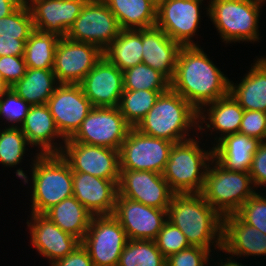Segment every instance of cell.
Returning <instances> with one entry per match:
<instances>
[{"label":"cell","instance_id":"obj_26","mask_svg":"<svg viewBox=\"0 0 266 266\" xmlns=\"http://www.w3.org/2000/svg\"><path fill=\"white\" fill-rule=\"evenodd\" d=\"M229 93L244 110L266 113V58H258L239 85L230 81Z\"/></svg>","mask_w":266,"mask_h":266},{"label":"cell","instance_id":"obj_27","mask_svg":"<svg viewBox=\"0 0 266 266\" xmlns=\"http://www.w3.org/2000/svg\"><path fill=\"white\" fill-rule=\"evenodd\" d=\"M115 15L121 30L156 26L157 7L150 0H103Z\"/></svg>","mask_w":266,"mask_h":266},{"label":"cell","instance_id":"obj_23","mask_svg":"<svg viewBox=\"0 0 266 266\" xmlns=\"http://www.w3.org/2000/svg\"><path fill=\"white\" fill-rule=\"evenodd\" d=\"M234 255H266V234L244 223L236 214L223 217L222 249Z\"/></svg>","mask_w":266,"mask_h":266},{"label":"cell","instance_id":"obj_46","mask_svg":"<svg viewBox=\"0 0 266 266\" xmlns=\"http://www.w3.org/2000/svg\"><path fill=\"white\" fill-rule=\"evenodd\" d=\"M28 39H15L0 36L1 56H23L25 43Z\"/></svg>","mask_w":266,"mask_h":266},{"label":"cell","instance_id":"obj_15","mask_svg":"<svg viewBox=\"0 0 266 266\" xmlns=\"http://www.w3.org/2000/svg\"><path fill=\"white\" fill-rule=\"evenodd\" d=\"M118 194L146 206L167 211L174 192L160 173L120 170Z\"/></svg>","mask_w":266,"mask_h":266},{"label":"cell","instance_id":"obj_6","mask_svg":"<svg viewBox=\"0 0 266 266\" xmlns=\"http://www.w3.org/2000/svg\"><path fill=\"white\" fill-rule=\"evenodd\" d=\"M215 162V163H214ZM208 166L201 195L222 217L235 214L256 191L249 172L222 167L214 158ZM253 188V189H252Z\"/></svg>","mask_w":266,"mask_h":266},{"label":"cell","instance_id":"obj_11","mask_svg":"<svg viewBox=\"0 0 266 266\" xmlns=\"http://www.w3.org/2000/svg\"><path fill=\"white\" fill-rule=\"evenodd\" d=\"M120 31L115 15L103 0H87L66 37L93 44L104 51Z\"/></svg>","mask_w":266,"mask_h":266},{"label":"cell","instance_id":"obj_5","mask_svg":"<svg viewBox=\"0 0 266 266\" xmlns=\"http://www.w3.org/2000/svg\"><path fill=\"white\" fill-rule=\"evenodd\" d=\"M211 149L204 151L192 138L173 144L162 176L174 193H201L213 159Z\"/></svg>","mask_w":266,"mask_h":266},{"label":"cell","instance_id":"obj_4","mask_svg":"<svg viewBox=\"0 0 266 266\" xmlns=\"http://www.w3.org/2000/svg\"><path fill=\"white\" fill-rule=\"evenodd\" d=\"M32 167V212L44 214L73 196V172L61 154H39Z\"/></svg>","mask_w":266,"mask_h":266},{"label":"cell","instance_id":"obj_39","mask_svg":"<svg viewBox=\"0 0 266 266\" xmlns=\"http://www.w3.org/2000/svg\"><path fill=\"white\" fill-rule=\"evenodd\" d=\"M244 223L266 234V198L257 192L235 213Z\"/></svg>","mask_w":266,"mask_h":266},{"label":"cell","instance_id":"obj_36","mask_svg":"<svg viewBox=\"0 0 266 266\" xmlns=\"http://www.w3.org/2000/svg\"><path fill=\"white\" fill-rule=\"evenodd\" d=\"M29 142L20 127H5L0 131V162L13 167L21 162Z\"/></svg>","mask_w":266,"mask_h":266},{"label":"cell","instance_id":"obj_43","mask_svg":"<svg viewBox=\"0 0 266 266\" xmlns=\"http://www.w3.org/2000/svg\"><path fill=\"white\" fill-rule=\"evenodd\" d=\"M27 71L23 56H1L0 76L12 87Z\"/></svg>","mask_w":266,"mask_h":266},{"label":"cell","instance_id":"obj_47","mask_svg":"<svg viewBox=\"0 0 266 266\" xmlns=\"http://www.w3.org/2000/svg\"><path fill=\"white\" fill-rule=\"evenodd\" d=\"M22 3L21 0H0V18L13 13Z\"/></svg>","mask_w":266,"mask_h":266},{"label":"cell","instance_id":"obj_51","mask_svg":"<svg viewBox=\"0 0 266 266\" xmlns=\"http://www.w3.org/2000/svg\"><path fill=\"white\" fill-rule=\"evenodd\" d=\"M23 3H27L29 0H21Z\"/></svg>","mask_w":266,"mask_h":266},{"label":"cell","instance_id":"obj_33","mask_svg":"<svg viewBox=\"0 0 266 266\" xmlns=\"http://www.w3.org/2000/svg\"><path fill=\"white\" fill-rule=\"evenodd\" d=\"M117 266H166L154 240H128Z\"/></svg>","mask_w":266,"mask_h":266},{"label":"cell","instance_id":"obj_22","mask_svg":"<svg viewBox=\"0 0 266 266\" xmlns=\"http://www.w3.org/2000/svg\"><path fill=\"white\" fill-rule=\"evenodd\" d=\"M142 63L173 79L181 45L157 26L142 29Z\"/></svg>","mask_w":266,"mask_h":266},{"label":"cell","instance_id":"obj_28","mask_svg":"<svg viewBox=\"0 0 266 266\" xmlns=\"http://www.w3.org/2000/svg\"><path fill=\"white\" fill-rule=\"evenodd\" d=\"M62 231L83 240L93 215L74 197L62 200L44 214Z\"/></svg>","mask_w":266,"mask_h":266},{"label":"cell","instance_id":"obj_14","mask_svg":"<svg viewBox=\"0 0 266 266\" xmlns=\"http://www.w3.org/2000/svg\"><path fill=\"white\" fill-rule=\"evenodd\" d=\"M60 134L67 140L80 128L93 109L79 84H59L47 101Z\"/></svg>","mask_w":266,"mask_h":266},{"label":"cell","instance_id":"obj_10","mask_svg":"<svg viewBox=\"0 0 266 266\" xmlns=\"http://www.w3.org/2000/svg\"><path fill=\"white\" fill-rule=\"evenodd\" d=\"M128 242L125 230L113 215L93 216L81 241L94 266H117Z\"/></svg>","mask_w":266,"mask_h":266},{"label":"cell","instance_id":"obj_13","mask_svg":"<svg viewBox=\"0 0 266 266\" xmlns=\"http://www.w3.org/2000/svg\"><path fill=\"white\" fill-rule=\"evenodd\" d=\"M60 154L68 162L72 172L88 173L119 184V150L79 142H65Z\"/></svg>","mask_w":266,"mask_h":266},{"label":"cell","instance_id":"obj_38","mask_svg":"<svg viewBox=\"0 0 266 266\" xmlns=\"http://www.w3.org/2000/svg\"><path fill=\"white\" fill-rule=\"evenodd\" d=\"M154 241L165 258L191 247L183 232L168 220Z\"/></svg>","mask_w":266,"mask_h":266},{"label":"cell","instance_id":"obj_49","mask_svg":"<svg viewBox=\"0 0 266 266\" xmlns=\"http://www.w3.org/2000/svg\"><path fill=\"white\" fill-rule=\"evenodd\" d=\"M241 264L242 263L239 264V263H237L235 261H232L231 258H230L224 263L221 261V264H219V265H221V266H244V265H241Z\"/></svg>","mask_w":266,"mask_h":266},{"label":"cell","instance_id":"obj_3","mask_svg":"<svg viewBox=\"0 0 266 266\" xmlns=\"http://www.w3.org/2000/svg\"><path fill=\"white\" fill-rule=\"evenodd\" d=\"M197 120L198 111L169 88L160 94L154 106L134 128L145 135L178 143L191 139L186 136H189L188 129L193 126L204 130Z\"/></svg>","mask_w":266,"mask_h":266},{"label":"cell","instance_id":"obj_31","mask_svg":"<svg viewBox=\"0 0 266 266\" xmlns=\"http://www.w3.org/2000/svg\"><path fill=\"white\" fill-rule=\"evenodd\" d=\"M142 29L121 30L103 51V56L122 72L142 63Z\"/></svg>","mask_w":266,"mask_h":266},{"label":"cell","instance_id":"obj_1","mask_svg":"<svg viewBox=\"0 0 266 266\" xmlns=\"http://www.w3.org/2000/svg\"><path fill=\"white\" fill-rule=\"evenodd\" d=\"M170 88L199 112L229 94L230 80L198 45L182 46Z\"/></svg>","mask_w":266,"mask_h":266},{"label":"cell","instance_id":"obj_40","mask_svg":"<svg viewBox=\"0 0 266 266\" xmlns=\"http://www.w3.org/2000/svg\"><path fill=\"white\" fill-rule=\"evenodd\" d=\"M30 107L31 105L29 103L10 88L0 98V117L3 116L7 121L14 123L9 127H21ZM15 123H18L20 126L17 124L15 125Z\"/></svg>","mask_w":266,"mask_h":266},{"label":"cell","instance_id":"obj_32","mask_svg":"<svg viewBox=\"0 0 266 266\" xmlns=\"http://www.w3.org/2000/svg\"><path fill=\"white\" fill-rule=\"evenodd\" d=\"M59 39L58 35L34 30L25 43L23 57L27 68L52 69Z\"/></svg>","mask_w":266,"mask_h":266},{"label":"cell","instance_id":"obj_35","mask_svg":"<svg viewBox=\"0 0 266 266\" xmlns=\"http://www.w3.org/2000/svg\"><path fill=\"white\" fill-rule=\"evenodd\" d=\"M163 92L151 90H124L120 98L118 109L125 120L135 127L154 106Z\"/></svg>","mask_w":266,"mask_h":266},{"label":"cell","instance_id":"obj_48","mask_svg":"<svg viewBox=\"0 0 266 266\" xmlns=\"http://www.w3.org/2000/svg\"><path fill=\"white\" fill-rule=\"evenodd\" d=\"M10 85L0 76V98L10 89Z\"/></svg>","mask_w":266,"mask_h":266},{"label":"cell","instance_id":"obj_45","mask_svg":"<svg viewBox=\"0 0 266 266\" xmlns=\"http://www.w3.org/2000/svg\"><path fill=\"white\" fill-rule=\"evenodd\" d=\"M51 266H94L88 251L80 244L73 252L51 264Z\"/></svg>","mask_w":266,"mask_h":266},{"label":"cell","instance_id":"obj_17","mask_svg":"<svg viewBox=\"0 0 266 266\" xmlns=\"http://www.w3.org/2000/svg\"><path fill=\"white\" fill-rule=\"evenodd\" d=\"M203 0H166L157 8L156 26L181 46H197L191 38L200 24Z\"/></svg>","mask_w":266,"mask_h":266},{"label":"cell","instance_id":"obj_29","mask_svg":"<svg viewBox=\"0 0 266 266\" xmlns=\"http://www.w3.org/2000/svg\"><path fill=\"white\" fill-rule=\"evenodd\" d=\"M205 106H210L207 110V119L209 120L208 122H210V124L205 122L207 119L203 112L206 110H200L198 112V122H200V124H203V122L206 123L207 129L209 128V130L210 128H215L212 131H220L221 137H219L217 141L222 139L223 136L239 133L244 109L230 93L227 96L217 99L216 101ZM210 125H212V127Z\"/></svg>","mask_w":266,"mask_h":266},{"label":"cell","instance_id":"obj_2","mask_svg":"<svg viewBox=\"0 0 266 266\" xmlns=\"http://www.w3.org/2000/svg\"><path fill=\"white\" fill-rule=\"evenodd\" d=\"M167 220L183 232L191 246L211 251V243L215 242L214 247L222 249L223 217L201 193H174Z\"/></svg>","mask_w":266,"mask_h":266},{"label":"cell","instance_id":"obj_7","mask_svg":"<svg viewBox=\"0 0 266 266\" xmlns=\"http://www.w3.org/2000/svg\"><path fill=\"white\" fill-rule=\"evenodd\" d=\"M265 0H211L207 14L223 41H258V20Z\"/></svg>","mask_w":266,"mask_h":266},{"label":"cell","instance_id":"obj_19","mask_svg":"<svg viewBox=\"0 0 266 266\" xmlns=\"http://www.w3.org/2000/svg\"><path fill=\"white\" fill-rule=\"evenodd\" d=\"M93 107H118L123 94V72L104 56L79 84Z\"/></svg>","mask_w":266,"mask_h":266},{"label":"cell","instance_id":"obj_24","mask_svg":"<svg viewBox=\"0 0 266 266\" xmlns=\"http://www.w3.org/2000/svg\"><path fill=\"white\" fill-rule=\"evenodd\" d=\"M20 128L30 145L40 147L39 154L61 153L63 147L56 146L54 138L62 137L64 143L66 139L60 134L47 104L32 105Z\"/></svg>","mask_w":266,"mask_h":266},{"label":"cell","instance_id":"obj_41","mask_svg":"<svg viewBox=\"0 0 266 266\" xmlns=\"http://www.w3.org/2000/svg\"><path fill=\"white\" fill-rule=\"evenodd\" d=\"M209 249L191 246L166 258V266H204L210 257Z\"/></svg>","mask_w":266,"mask_h":266},{"label":"cell","instance_id":"obj_16","mask_svg":"<svg viewBox=\"0 0 266 266\" xmlns=\"http://www.w3.org/2000/svg\"><path fill=\"white\" fill-rule=\"evenodd\" d=\"M113 216L125 230L128 240H155L167 221L166 210L146 206L119 194Z\"/></svg>","mask_w":266,"mask_h":266},{"label":"cell","instance_id":"obj_50","mask_svg":"<svg viewBox=\"0 0 266 266\" xmlns=\"http://www.w3.org/2000/svg\"><path fill=\"white\" fill-rule=\"evenodd\" d=\"M157 8L166 0H150Z\"/></svg>","mask_w":266,"mask_h":266},{"label":"cell","instance_id":"obj_9","mask_svg":"<svg viewBox=\"0 0 266 266\" xmlns=\"http://www.w3.org/2000/svg\"><path fill=\"white\" fill-rule=\"evenodd\" d=\"M173 142L145 135L132 127L119 150L120 170L153 171L162 174Z\"/></svg>","mask_w":266,"mask_h":266},{"label":"cell","instance_id":"obj_44","mask_svg":"<svg viewBox=\"0 0 266 266\" xmlns=\"http://www.w3.org/2000/svg\"><path fill=\"white\" fill-rule=\"evenodd\" d=\"M254 187L266 184V141H262L253 155L252 165L249 170Z\"/></svg>","mask_w":266,"mask_h":266},{"label":"cell","instance_id":"obj_42","mask_svg":"<svg viewBox=\"0 0 266 266\" xmlns=\"http://www.w3.org/2000/svg\"><path fill=\"white\" fill-rule=\"evenodd\" d=\"M239 133L266 141V113L244 110Z\"/></svg>","mask_w":266,"mask_h":266},{"label":"cell","instance_id":"obj_20","mask_svg":"<svg viewBox=\"0 0 266 266\" xmlns=\"http://www.w3.org/2000/svg\"><path fill=\"white\" fill-rule=\"evenodd\" d=\"M118 185L84 172H73V196L93 215H113Z\"/></svg>","mask_w":266,"mask_h":266},{"label":"cell","instance_id":"obj_21","mask_svg":"<svg viewBox=\"0 0 266 266\" xmlns=\"http://www.w3.org/2000/svg\"><path fill=\"white\" fill-rule=\"evenodd\" d=\"M30 227L31 242L39 254L49 258L53 263L73 252L81 241L61 230L43 214L32 213Z\"/></svg>","mask_w":266,"mask_h":266},{"label":"cell","instance_id":"obj_34","mask_svg":"<svg viewBox=\"0 0 266 266\" xmlns=\"http://www.w3.org/2000/svg\"><path fill=\"white\" fill-rule=\"evenodd\" d=\"M124 90H151L166 92L170 88V81L159 71L140 63L123 71Z\"/></svg>","mask_w":266,"mask_h":266},{"label":"cell","instance_id":"obj_37","mask_svg":"<svg viewBox=\"0 0 266 266\" xmlns=\"http://www.w3.org/2000/svg\"><path fill=\"white\" fill-rule=\"evenodd\" d=\"M34 31L32 15L27 3H22L13 13L0 18V36L29 39Z\"/></svg>","mask_w":266,"mask_h":266},{"label":"cell","instance_id":"obj_30","mask_svg":"<svg viewBox=\"0 0 266 266\" xmlns=\"http://www.w3.org/2000/svg\"><path fill=\"white\" fill-rule=\"evenodd\" d=\"M58 84L52 69L27 68L26 74L11 88L32 106L47 104Z\"/></svg>","mask_w":266,"mask_h":266},{"label":"cell","instance_id":"obj_8","mask_svg":"<svg viewBox=\"0 0 266 266\" xmlns=\"http://www.w3.org/2000/svg\"><path fill=\"white\" fill-rule=\"evenodd\" d=\"M131 128L118 107H93L77 132L65 142L120 150Z\"/></svg>","mask_w":266,"mask_h":266},{"label":"cell","instance_id":"obj_18","mask_svg":"<svg viewBox=\"0 0 266 266\" xmlns=\"http://www.w3.org/2000/svg\"><path fill=\"white\" fill-rule=\"evenodd\" d=\"M30 2V4H29ZM34 30L66 37L87 0H30Z\"/></svg>","mask_w":266,"mask_h":266},{"label":"cell","instance_id":"obj_25","mask_svg":"<svg viewBox=\"0 0 266 266\" xmlns=\"http://www.w3.org/2000/svg\"><path fill=\"white\" fill-rule=\"evenodd\" d=\"M261 142L240 133L226 135L213 147V158L227 170L249 172Z\"/></svg>","mask_w":266,"mask_h":266},{"label":"cell","instance_id":"obj_12","mask_svg":"<svg viewBox=\"0 0 266 266\" xmlns=\"http://www.w3.org/2000/svg\"><path fill=\"white\" fill-rule=\"evenodd\" d=\"M102 57L99 47L62 37L56 46L52 70L59 84H80Z\"/></svg>","mask_w":266,"mask_h":266}]
</instances>
